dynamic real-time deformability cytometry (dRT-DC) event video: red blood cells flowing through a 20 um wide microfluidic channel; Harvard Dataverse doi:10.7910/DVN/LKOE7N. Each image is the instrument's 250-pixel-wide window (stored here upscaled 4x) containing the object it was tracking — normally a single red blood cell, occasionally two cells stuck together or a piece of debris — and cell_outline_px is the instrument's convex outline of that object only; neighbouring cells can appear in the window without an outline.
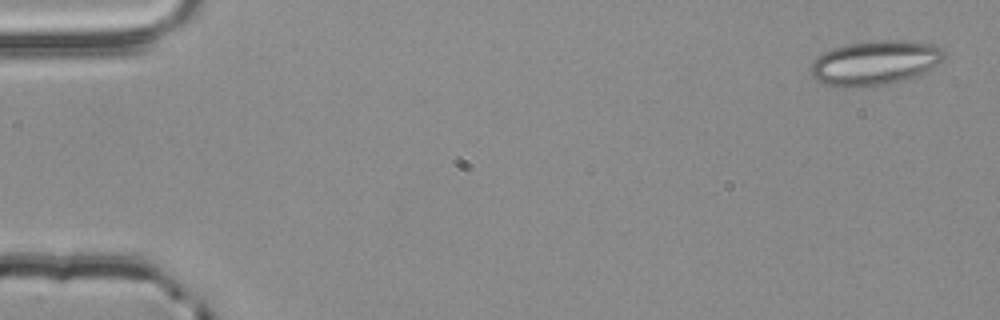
{"species": "common noctule bat (a hibernating species)", "species_latin": "Nyctalus noctula", "temperature_condition": "room temperature", "stored_images_in_passage": 3, "camera_frame_rate_fps": 3000, "um_per_image_px": 0.085, "animal": {"sex": "male", "body_mass_g": 20.4}, "frame": {"image": 1, "passage_image": 1, "time_ms": 0.0, "image_size_px": [1000, 320], "cell_outline_px": [[944, 56], [936, 64], [924, 72], [900, 80], [872, 88], [844, 88], [828, 84], [816, 80], [812, 76], [812, 64], [824, 52], [832, 48], [848, 44], [876, 40], [908, 40], [936, 44], [944, 52]], "centroid_in_image_um": [74.37, 5.34], "position_along_channel_um": 10.6, "area_um2": 34.39}}